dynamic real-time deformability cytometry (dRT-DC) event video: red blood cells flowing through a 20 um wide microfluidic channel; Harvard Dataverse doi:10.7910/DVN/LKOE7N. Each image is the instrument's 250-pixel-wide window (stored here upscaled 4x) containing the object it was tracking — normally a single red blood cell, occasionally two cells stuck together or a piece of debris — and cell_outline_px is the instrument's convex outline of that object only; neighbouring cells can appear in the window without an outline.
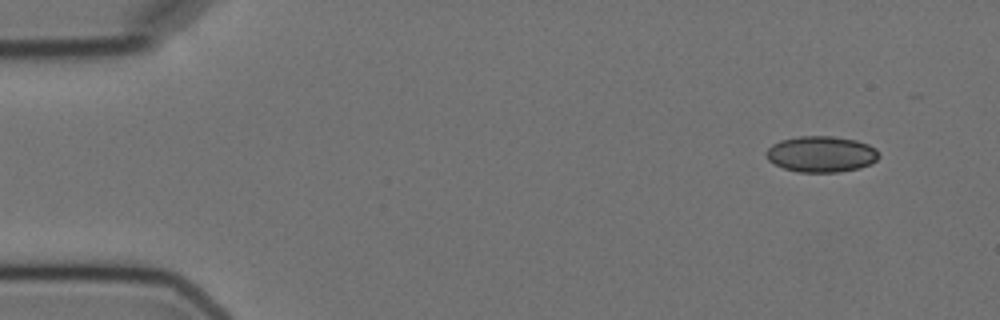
{"species": "Egyptian fruit bat (a non-hibernating species)", "species_latin": "Rousettus aegyptiacus", "temperature_condition": "cold", "stored_images_in_passage": 5, "camera_frame_rate_fps": 3000, "um_per_image_px": 0.085, "animal": {"sex": "female"}, "frame": {"image": 1, "passage_image": 1, "time_ms": 0.0, "image_size_px": [1000, 320], "cell_outline_px": [[880, 156], [872, 164], [860, 168], [840, 172], [800, 172], [784, 168], [768, 160], [764, 152], [772, 144], [780, 140], [800, 136], [832, 136], [856, 140], [868, 144], [876, 148]], "centroid_in_image_um": [69.82, 13.1], "position_along_channel_um": 15.2, "area_um2": 23.81}}
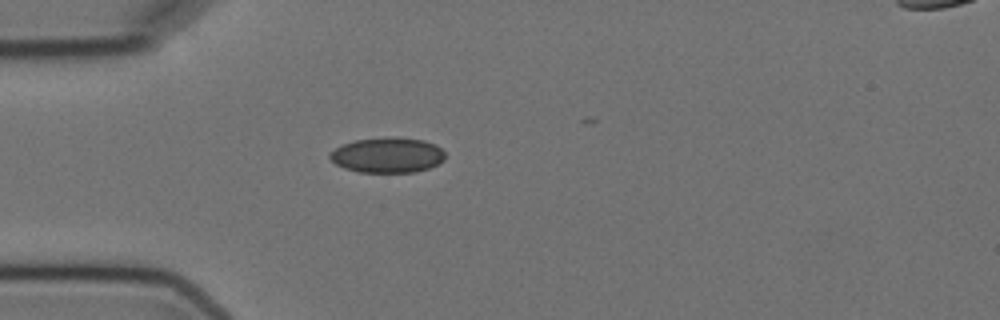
{"frame": {"image": 2, "passage_image": 4, "time_ms": 3.667, "image_size_px": [1000, 320], "cell_outline_px": [[444, 160], [428, 168], [416, 172], [356, 172], [344, 168], [336, 164], [328, 156], [336, 148], [344, 144], [356, 140], [424, 140], [436, 144], [444, 152]], "centroid_in_image_um": [32.94, 13.24], "position_along_channel_um": 52.1, "area_um2": 22.66}}